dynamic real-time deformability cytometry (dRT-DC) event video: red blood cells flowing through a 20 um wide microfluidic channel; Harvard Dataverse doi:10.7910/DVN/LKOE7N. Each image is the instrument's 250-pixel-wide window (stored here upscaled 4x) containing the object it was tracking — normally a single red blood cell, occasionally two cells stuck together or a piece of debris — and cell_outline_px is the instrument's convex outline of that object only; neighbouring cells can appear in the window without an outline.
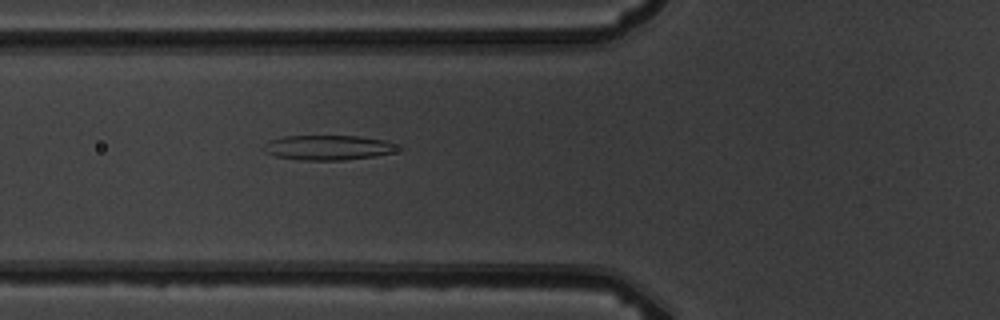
{"species": "common noctule bat (a hibernating species)", "species_latin": "Nyctalus noctula", "temperature_condition": "warm", "stored_images_in_passage": 5, "camera_frame_rate_fps": 3000, "um_per_image_px": 0.085, "animal": {"sex": "male", "body_mass_g": 19.5, "forearm_length_mm": 54.6}, "frame": {"image": 1, "passage_image": 5, "time_ms": 5.333, "image_size_px": [1000, 320], "cell_outline_px": [[404, 148], [392, 152], [372, 156], [344, 160], [304, 160], [276, 156], [260, 148], [268, 140], [284, 136], [360, 136], [384, 140]], "centroid_in_image_um": [27.87, 12.53], "position_along_channel_um": 97.9, "area_um2": 19.31}}